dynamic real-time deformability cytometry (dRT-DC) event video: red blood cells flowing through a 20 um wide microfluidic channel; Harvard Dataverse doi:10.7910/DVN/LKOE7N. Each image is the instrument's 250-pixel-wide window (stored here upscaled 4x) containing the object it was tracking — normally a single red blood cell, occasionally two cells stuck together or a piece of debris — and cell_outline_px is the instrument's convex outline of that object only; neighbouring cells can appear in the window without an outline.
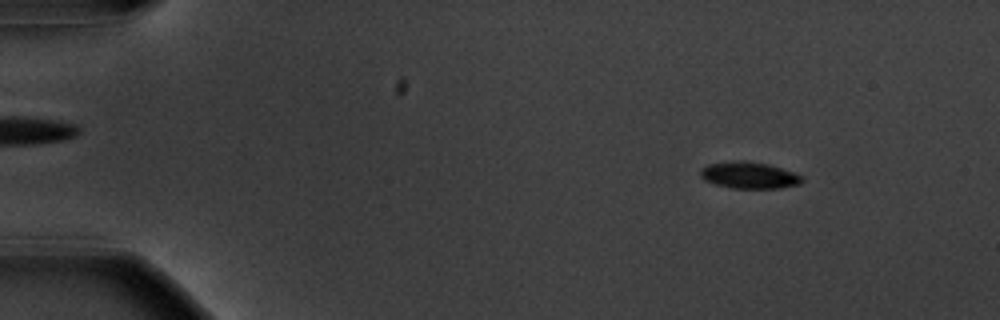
{"species": "common noctule bat (a hibernating species)", "species_latin": "Nyctalus noctula", "temperature_condition": "warm", "stored_images_in_passage": 56, "camera_frame_rate_fps": 3000, "um_per_image_px": 0.085, "animal": {"sex": "male", "body_mass_g": 20.1, "forearm_length_mm": 53.5}, "frame": {"image": 1, "passage_image": 7, "time_ms": 2.0, "image_size_px": [1000, 320], "cell_outline_px": [[804, 180], [800, 184], [780, 188], [732, 188], [716, 184], [704, 180], [700, 176], [700, 168], [708, 164], [732, 160], [744, 160], [768, 164], [804, 176]], "centroid_in_image_um": [63.66, 14.88], "position_along_channel_um": 21.3, "area_um2": 15.9}}
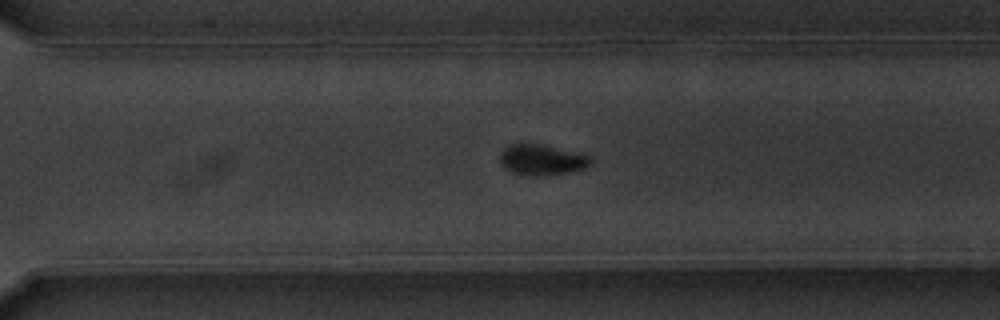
{"frame": {"image": 2, "passage_image": 40, "time_ms": 13.0, "image_size_px": [1000, 320], "cell_outline_px": [[592, 164], [584, 168], [568, 172], [544, 176], [528, 176], [512, 172], [504, 168], [500, 164], [500, 152], [504, 148], [512, 144], [540, 144], [592, 156]], "centroid_in_image_um": [46.04, 13.6], "position_along_channel_um": 324.6, "area_um2": 16.24}}
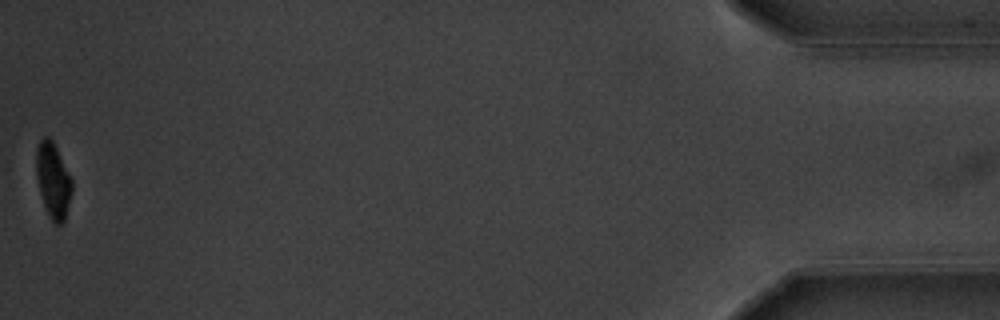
{"frame": {"image": 3, "passage_image": 56, "time_ms": 18.333, "image_size_px": [1000, 320], "cell_outline_px": [[72, 192], [64, 220], [60, 224], [56, 224], [52, 220], [44, 204], [40, 192], [36, 176], [36, 148], [40, 140], [44, 136], [48, 136], [52, 140], [72, 180]], "centroid_in_image_um": [4.5, 15.3], "position_along_channel_um": 430.7, "area_um2": 15.32}, "authors_computed_cell_mechanics": {"area_um2": 16.473, "velocity_mm_per_s": 3.6448, "shape_relaxation_time_tau1_ms": 3.297, "shape_relaxation_time_tau2_ms": 9.2683, "deformation_change_tau1": 0.1427, "deformation_change_tau2": 0.1037}}